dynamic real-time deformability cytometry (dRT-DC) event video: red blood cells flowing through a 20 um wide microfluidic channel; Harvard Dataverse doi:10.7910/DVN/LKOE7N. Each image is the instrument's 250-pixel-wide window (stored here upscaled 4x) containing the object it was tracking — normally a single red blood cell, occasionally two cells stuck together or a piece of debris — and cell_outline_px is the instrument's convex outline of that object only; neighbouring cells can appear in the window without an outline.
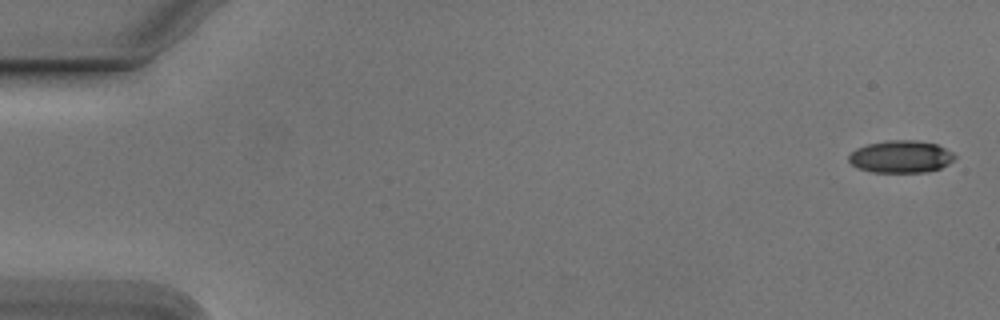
{"species": "Egyptian fruit bat (a non-hibernating species)", "species_latin": "Rousettus aegyptiacus", "temperature_condition": "cold", "stored_images_in_passage": 16, "camera_frame_rate_fps": 3000, "um_per_image_px": 0.085, "animal": {"sex": "male"}, "frame": {"image": 1, "passage_image": 1, "time_ms": 0.0, "image_size_px": [1000, 320], "cell_outline_px": [[956, 156], [948, 164], [940, 168], [928, 172], [872, 172], [856, 168], [848, 160], [848, 156], [856, 148], [868, 144], [888, 140], [916, 140], [936, 144], [952, 152]], "centroid_in_image_um": [76.55, 13.32], "position_along_channel_um": 8.4, "area_um2": 19.94}}
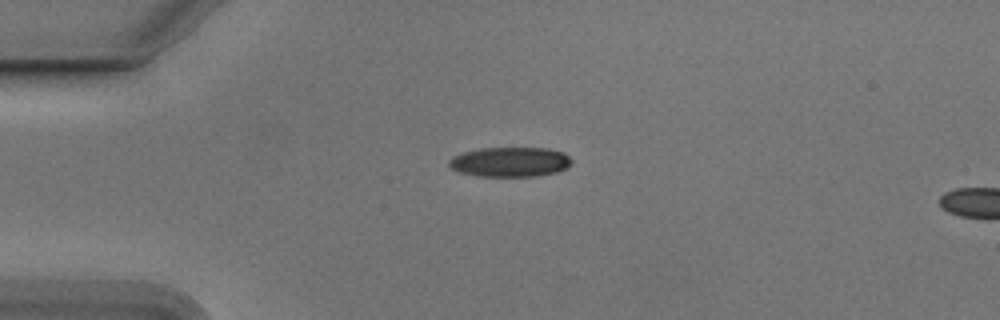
{"frame": {"image": 2, "passage_image": 13, "time_ms": 4.0, "image_size_px": [1000, 320], "cell_outline_px": [[572, 164], [568, 168], [556, 172], [536, 176], [476, 176], [460, 172], [452, 168], [448, 164], [448, 160], [452, 156], [464, 152], [480, 148], [548, 148], [564, 152], [572, 160]], "centroid_in_image_um": [43.37, 13.76], "position_along_channel_um": 41.6, "area_um2": 21.39}}